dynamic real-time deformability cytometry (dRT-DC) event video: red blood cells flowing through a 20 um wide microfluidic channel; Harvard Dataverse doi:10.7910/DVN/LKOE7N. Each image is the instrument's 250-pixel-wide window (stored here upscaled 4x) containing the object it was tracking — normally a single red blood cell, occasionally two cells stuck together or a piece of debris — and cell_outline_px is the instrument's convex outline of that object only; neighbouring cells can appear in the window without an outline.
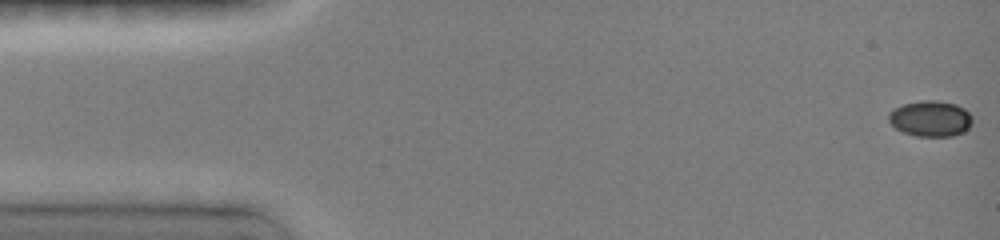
{"species": "common noctule bat (a hibernating species)", "species_latin": "Nyctalus noctula", "temperature_condition": "room temperature", "stored_images_in_passage": 48, "camera_frame_rate_fps": 3000, "um_per_image_px": 0.085, "animal": {"sex": "female", "body_mass_g": 19.0, "forearm_length_mm": 51.5}, "frame": {"image": 1, "passage_image": 1, "time_ms": 0.0, "image_size_px": [1000, 240], "cell_outline_px": [[972, 124], [964, 132], [952, 136], [916, 136], [904, 132], [896, 128], [888, 120], [888, 112], [904, 104], [920, 100], [936, 100], [956, 104], [964, 108], [972, 116]], "centroid_in_image_um": [79.11, 10.07], "position_along_channel_um": 5.9, "area_um2": 17.51}}
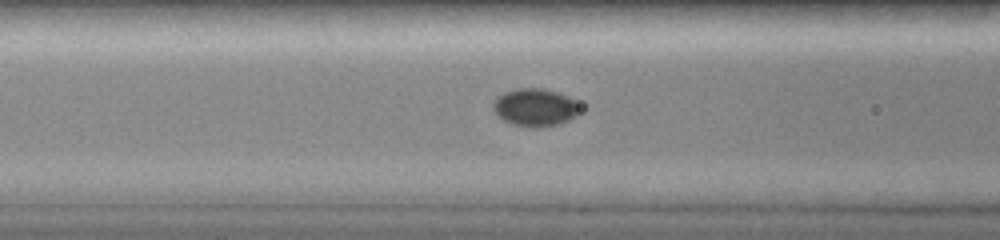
{"frame": {"image": 2, "passage_image": 19, "time_ms": 6.0, "image_size_px": [1000, 240], "cell_outline_px": [[580, 112], [576, 116], [560, 124], [540, 128], [528, 128], [512, 124], [496, 116], [492, 108], [492, 104], [504, 92], [516, 88], [540, 88], [556, 92], [572, 100], [580, 108]], "centroid_in_image_um": [45.44, 9.16], "position_along_channel_um": 121.2, "area_um2": 19.07}}
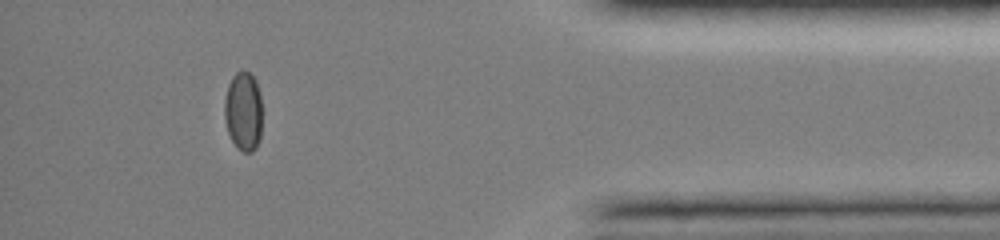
{"frame": {"image": 3, "passage_image": 43, "time_ms": 14.0, "image_size_px": [1000, 240], "cell_outline_px": [[260, 136], [256, 148], [252, 152], [244, 152], [236, 148], [228, 132], [224, 116], [224, 100], [228, 84], [232, 76], [240, 68], [244, 68], [256, 80], [260, 92]], "centroid_in_image_um": [20.66, 9.42], "position_along_channel_um": 414.5, "area_um2": 17.57}}